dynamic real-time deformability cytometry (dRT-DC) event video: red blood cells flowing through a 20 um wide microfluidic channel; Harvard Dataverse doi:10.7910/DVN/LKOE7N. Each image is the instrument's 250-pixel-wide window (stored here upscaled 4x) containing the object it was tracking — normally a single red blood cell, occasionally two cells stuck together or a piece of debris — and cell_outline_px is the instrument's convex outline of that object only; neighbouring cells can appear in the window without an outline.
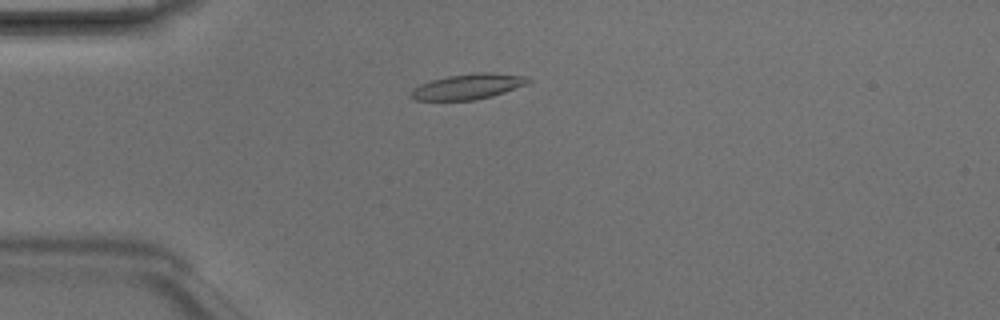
{"species": "Egyptian fruit bat (a non-hibernating species)", "species_latin": "Rousettus aegyptiacus", "temperature_condition": "room temperature", "stored_images_in_passage": 1, "camera_frame_rate_fps": 3000, "um_per_image_px": 0.085, "animal": {"sex": "male"}, "frame": {"image": 1, "passage_image": 1, "time_ms": 0.0, "image_size_px": [1000, 320], "cell_outline_px": [[532, 80], [524, 84], [504, 92], [492, 96], [476, 100], [412, 100], [408, 96], [408, 92], [412, 88], [420, 84], [432, 80], [448, 76], [476, 72], [492, 72], [524, 76]], "centroid_in_image_um": [39.69, 7.36], "position_along_channel_um": 45.3, "area_um2": 17.4}}